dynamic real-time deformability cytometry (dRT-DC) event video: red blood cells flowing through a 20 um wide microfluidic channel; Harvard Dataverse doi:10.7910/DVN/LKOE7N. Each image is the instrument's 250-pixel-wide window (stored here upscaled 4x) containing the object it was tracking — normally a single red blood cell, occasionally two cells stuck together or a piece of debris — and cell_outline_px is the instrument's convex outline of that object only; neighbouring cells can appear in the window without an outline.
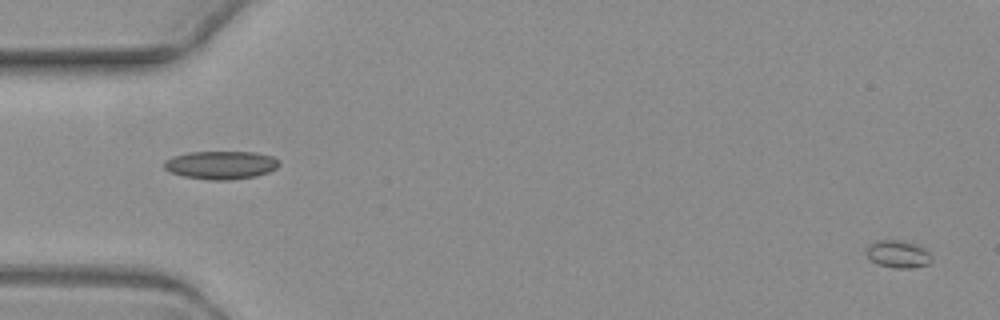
{"species": "common noctule bat (a hibernating species)", "species_latin": "Nyctalus noctula", "temperature_condition": "warm", "stored_images_in_passage": 4, "segment_of_instrument_passage": [2, 2], "camera_frame_rate_fps": 3000, "um_per_image_px": 0.085, "animal": {"sex": "female", "body_mass_g": 19.3, "forearm_length_mm": 54.1}, "frame": {"image": 1, "passage_image": 4, "time_ms": 3.667, "image_size_px": [1000, 320], "cell_outline_px": [[932, 260], [928, 264], [912, 268], [896, 268], [880, 264], [872, 260], [864, 252], [864, 248], [868, 244], [876, 240], [900, 240], [920, 244], [932, 256]], "centroid_in_image_um": [76.33, 21.57], "position_along_channel_um": 8.7, "area_um2": 10.64}}